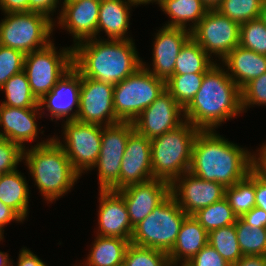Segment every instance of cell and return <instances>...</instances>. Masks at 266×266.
Wrapping results in <instances>:
<instances>
[{
    "instance_id": "6da1fadb",
    "label": "cell",
    "mask_w": 266,
    "mask_h": 266,
    "mask_svg": "<svg viewBox=\"0 0 266 266\" xmlns=\"http://www.w3.org/2000/svg\"><path fill=\"white\" fill-rule=\"evenodd\" d=\"M228 141L216 130H199L193 146L189 172L225 188L244 179L255 167V151Z\"/></svg>"
},
{
    "instance_id": "7a4b0ae2",
    "label": "cell",
    "mask_w": 266,
    "mask_h": 266,
    "mask_svg": "<svg viewBox=\"0 0 266 266\" xmlns=\"http://www.w3.org/2000/svg\"><path fill=\"white\" fill-rule=\"evenodd\" d=\"M133 39L94 38L73 46V67L81 76L116 85L142 67Z\"/></svg>"
},
{
    "instance_id": "3957f363",
    "label": "cell",
    "mask_w": 266,
    "mask_h": 266,
    "mask_svg": "<svg viewBox=\"0 0 266 266\" xmlns=\"http://www.w3.org/2000/svg\"><path fill=\"white\" fill-rule=\"evenodd\" d=\"M220 64L205 72L199 91L184 108L185 120L199 130H215L243 113L241 89Z\"/></svg>"
},
{
    "instance_id": "277c9868",
    "label": "cell",
    "mask_w": 266,
    "mask_h": 266,
    "mask_svg": "<svg viewBox=\"0 0 266 266\" xmlns=\"http://www.w3.org/2000/svg\"><path fill=\"white\" fill-rule=\"evenodd\" d=\"M23 149L26 163L34 185L47 203H53L70 192L81 175L73 168L63 148L54 139L36 143Z\"/></svg>"
},
{
    "instance_id": "5b68a950",
    "label": "cell",
    "mask_w": 266,
    "mask_h": 266,
    "mask_svg": "<svg viewBox=\"0 0 266 266\" xmlns=\"http://www.w3.org/2000/svg\"><path fill=\"white\" fill-rule=\"evenodd\" d=\"M198 132V128L185 120L177 128L151 139L153 178L171 184L189 172L192 146Z\"/></svg>"
},
{
    "instance_id": "8992f818",
    "label": "cell",
    "mask_w": 266,
    "mask_h": 266,
    "mask_svg": "<svg viewBox=\"0 0 266 266\" xmlns=\"http://www.w3.org/2000/svg\"><path fill=\"white\" fill-rule=\"evenodd\" d=\"M186 216L170 194L144 220L134 226L130 243L169 253Z\"/></svg>"
},
{
    "instance_id": "52a82bcc",
    "label": "cell",
    "mask_w": 266,
    "mask_h": 266,
    "mask_svg": "<svg viewBox=\"0 0 266 266\" xmlns=\"http://www.w3.org/2000/svg\"><path fill=\"white\" fill-rule=\"evenodd\" d=\"M0 22V45L25 55L52 42L54 21L36 12L4 13Z\"/></svg>"
},
{
    "instance_id": "ba28073f",
    "label": "cell",
    "mask_w": 266,
    "mask_h": 266,
    "mask_svg": "<svg viewBox=\"0 0 266 266\" xmlns=\"http://www.w3.org/2000/svg\"><path fill=\"white\" fill-rule=\"evenodd\" d=\"M54 41L46 47L25 55L24 69L32 94L40 101L73 67V48L57 52Z\"/></svg>"
},
{
    "instance_id": "9c48e42d",
    "label": "cell",
    "mask_w": 266,
    "mask_h": 266,
    "mask_svg": "<svg viewBox=\"0 0 266 266\" xmlns=\"http://www.w3.org/2000/svg\"><path fill=\"white\" fill-rule=\"evenodd\" d=\"M165 81L144 67L114 85V111L121 122H133L164 91Z\"/></svg>"
},
{
    "instance_id": "30bf717a",
    "label": "cell",
    "mask_w": 266,
    "mask_h": 266,
    "mask_svg": "<svg viewBox=\"0 0 266 266\" xmlns=\"http://www.w3.org/2000/svg\"><path fill=\"white\" fill-rule=\"evenodd\" d=\"M63 122L61 132L64 144L60 141L61 137H53L63 148L73 168L82 176V173L91 171L98 160L103 126L77 120Z\"/></svg>"
},
{
    "instance_id": "8fae6325",
    "label": "cell",
    "mask_w": 266,
    "mask_h": 266,
    "mask_svg": "<svg viewBox=\"0 0 266 266\" xmlns=\"http://www.w3.org/2000/svg\"><path fill=\"white\" fill-rule=\"evenodd\" d=\"M133 122H118L103 126L101 149L92 169L98 170L99 190L119 191V177L123 155Z\"/></svg>"
},
{
    "instance_id": "7c38bea8",
    "label": "cell",
    "mask_w": 266,
    "mask_h": 266,
    "mask_svg": "<svg viewBox=\"0 0 266 266\" xmlns=\"http://www.w3.org/2000/svg\"><path fill=\"white\" fill-rule=\"evenodd\" d=\"M191 37L210 57L213 55L221 61L239 45L240 24L216 9H209L191 30Z\"/></svg>"
},
{
    "instance_id": "4fadbf2b",
    "label": "cell",
    "mask_w": 266,
    "mask_h": 266,
    "mask_svg": "<svg viewBox=\"0 0 266 266\" xmlns=\"http://www.w3.org/2000/svg\"><path fill=\"white\" fill-rule=\"evenodd\" d=\"M114 85L81 76L77 121L100 126L120 122L114 111Z\"/></svg>"
},
{
    "instance_id": "5bb4252c",
    "label": "cell",
    "mask_w": 266,
    "mask_h": 266,
    "mask_svg": "<svg viewBox=\"0 0 266 266\" xmlns=\"http://www.w3.org/2000/svg\"><path fill=\"white\" fill-rule=\"evenodd\" d=\"M225 187L215 181H208L186 172L170 184V194L180 208L193 215L225 197Z\"/></svg>"
},
{
    "instance_id": "9a60e30c",
    "label": "cell",
    "mask_w": 266,
    "mask_h": 266,
    "mask_svg": "<svg viewBox=\"0 0 266 266\" xmlns=\"http://www.w3.org/2000/svg\"><path fill=\"white\" fill-rule=\"evenodd\" d=\"M185 121L184 109L165 90L149 107L133 121L134 129L153 139L173 130Z\"/></svg>"
},
{
    "instance_id": "2e32d148",
    "label": "cell",
    "mask_w": 266,
    "mask_h": 266,
    "mask_svg": "<svg viewBox=\"0 0 266 266\" xmlns=\"http://www.w3.org/2000/svg\"><path fill=\"white\" fill-rule=\"evenodd\" d=\"M61 11L54 25L67 30L73 37V46L97 36V25L101 0H62Z\"/></svg>"
},
{
    "instance_id": "e0dca14e",
    "label": "cell",
    "mask_w": 266,
    "mask_h": 266,
    "mask_svg": "<svg viewBox=\"0 0 266 266\" xmlns=\"http://www.w3.org/2000/svg\"><path fill=\"white\" fill-rule=\"evenodd\" d=\"M155 33L152 51V69L143 62L142 67L165 82L174 74L176 58L183 45L191 38V31L185 28L163 25Z\"/></svg>"
},
{
    "instance_id": "ac0fdd59",
    "label": "cell",
    "mask_w": 266,
    "mask_h": 266,
    "mask_svg": "<svg viewBox=\"0 0 266 266\" xmlns=\"http://www.w3.org/2000/svg\"><path fill=\"white\" fill-rule=\"evenodd\" d=\"M81 75L72 67L40 101L41 113L46 109L51 121L76 120L79 108ZM75 108V109H74ZM74 109V110H73Z\"/></svg>"
},
{
    "instance_id": "d6986e66",
    "label": "cell",
    "mask_w": 266,
    "mask_h": 266,
    "mask_svg": "<svg viewBox=\"0 0 266 266\" xmlns=\"http://www.w3.org/2000/svg\"><path fill=\"white\" fill-rule=\"evenodd\" d=\"M151 155V140L134 130L122 158L119 190L153 179Z\"/></svg>"
},
{
    "instance_id": "ffe728a7",
    "label": "cell",
    "mask_w": 266,
    "mask_h": 266,
    "mask_svg": "<svg viewBox=\"0 0 266 266\" xmlns=\"http://www.w3.org/2000/svg\"><path fill=\"white\" fill-rule=\"evenodd\" d=\"M117 192L124 199L130 222L134 227L170 195V184L153 178L127 186Z\"/></svg>"
},
{
    "instance_id": "44dd1931",
    "label": "cell",
    "mask_w": 266,
    "mask_h": 266,
    "mask_svg": "<svg viewBox=\"0 0 266 266\" xmlns=\"http://www.w3.org/2000/svg\"><path fill=\"white\" fill-rule=\"evenodd\" d=\"M99 191L98 230L96 235L131 240L132 226L123 197L113 190Z\"/></svg>"
},
{
    "instance_id": "7402d4cb",
    "label": "cell",
    "mask_w": 266,
    "mask_h": 266,
    "mask_svg": "<svg viewBox=\"0 0 266 266\" xmlns=\"http://www.w3.org/2000/svg\"><path fill=\"white\" fill-rule=\"evenodd\" d=\"M40 107L15 108L0 104V138H5L25 149V143L37 140L36 119L42 118ZM38 117V118H37ZM1 129V128H0Z\"/></svg>"
},
{
    "instance_id": "603a6c76",
    "label": "cell",
    "mask_w": 266,
    "mask_h": 266,
    "mask_svg": "<svg viewBox=\"0 0 266 266\" xmlns=\"http://www.w3.org/2000/svg\"><path fill=\"white\" fill-rule=\"evenodd\" d=\"M228 76L242 89L254 78L266 72V55L236 46L222 60ZM224 65V66H223Z\"/></svg>"
},
{
    "instance_id": "cb8c5ba5",
    "label": "cell",
    "mask_w": 266,
    "mask_h": 266,
    "mask_svg": "<svg viewBox=\"0 0 266 266\" xmlns=\"http://www.w3.org/2000/svg\"><path fill=\"white\" fill-rule=\"evenodd\" d=\"M207 244L208 232L192 215H187L168 253L171 265L184 266Z\"/></svg>"
},
{
    "instance_id": "d4e9b609",
    "label": "cell",
    "mask_w": 266,
    "mask_h": 266,
    "mask_svg": "<svg viewBox=\"0 0 266 266\" xmlns=\"http://www.w3.org/2000/svg\"><path fill=\"white\" fill-rule=\"evenodd\" d=\"M132 6L135 7L131 0H101L97 35L104 31L103 33L106 34L107 39H133L127 35Z\"/></svg>"
},
{
    "instance_id": "484cf974",
    "label": "cell",
    "mask_w": 266,
    "mask_h": 266,
    "mask_svg": "<svg viewBox=\"0 0 266 266\" xmlns=\"http://www.w3.org/2000/svg\"><path fill=\"white\" fill-rule=\"evenodd\" d=\"M19 170L3 173L0 177V201L13 209L23 220L29 210L30 189Z\"/></svg>"
},
{
    "instance_id": "4316f807",
    "label": "cell",
    "mask_w": 266,
    "mask_h": 266,
    "mask_svg": "<svg viewBox=\"0 0 266 266\" xmlns=\"http://www.w3.org/2000/svg\"><path fill=\"white\" fill-rule=\"evenodd\" d=\"M159 7L170 18L165 26L185 28L190 31L209 10L203 0H162Z\"/></svg>"
},
{
    "instance_id": "83f0119b",
    "label": "cell",
    "mask_w": 266,
    "mask_h": 266,
    "mask_svg": "<svg viewBox=\"0 0 266 266\" xmlns=\"http://www.w3.org/2000/svg\"><path fill=\"white\" fill-rule=\"evenodd\" d=\"M95 237L92 248L89 250L91 252L88 253L86 261H83L81 266H123L130 240L98 235Z\"/></svg>"
},
{
    "instance_id": "f1b7e54d",
    "label": "cell",
    "mask_w": 266,
    "mask_h": 266,
    "mask_svg": "<svg viewBox=\"0 0 266 266\" xmlns=\"http://www.w3.org/2000/svg\"><path fill=\"white\" fill-rule=\"evenodd\" d=\"M215 60L191 37L176 58L173 75L205 73L217 62Z\"/></svg>"
},
{
    "instance_id": "f546056e",
    "label": "cell",
    "mask_w": 266,
    "mask_h": 266,
    "mask_svg": "<svg viewBox=\"0 0 266 266\" xmlns=\"http://www.w3.org/2000/svg\"><path fill=\"white\" fill-rule=\"evenodd\" d=\"M255 167L248 175L225 189V198L237 217L255 207Z\"/></svg>"
},
{
    "instance_id": "4dcf8cb0",
    "label": "cell",
    "mask_w": 266,
    "mask_h": 266,
    "mask_svg": "<svg viewBox=\"0 0 266 266\" xmlns=\"http://www.w3.org/2000/svg\"><path fill=\"white\" fill-rule=\"evenodd\" d=\"M0 91H4L6 98L2 101V105L15 108L40 107L39 101L31 92L27 76L23 70L9 78L0 88Z\"/></svg>"
},
{
    "instance_id": "1f68e13d",
    "label": "cell",
    "mask_w": 266,
    "mask_h": 266,
    "mask_svg": "<svg viewBox=\"0 0 266 266\" xmlns=\"http://www.w3.org/2000/svg\"><path fill=\"white\" fill-rule=\"evenodd\" d=\"M210 244L230 265L243 257L240 250L235 224L214 229L208 233Z\"/></svg>"
},
{
    "instance_id": "d6a6232c",
    "label": "cell",
    "mask_w": 266,
    "mask_h": 266,
    "mask_svg": "<svg viewBox=\"0 0 266 266\" xmlns=\"http://www.w3.org/2000/svg\"><path fill=\"white\" fill-rule=\"evenodd\" d=\"M192 216L208 233L214 229L233 225L237 220V216L234 214L225 197L218 202L198 210Z\"/></svg>"
},
{
    "instance_id": "836d02e7",
    "label": "cell",
    "mask_w": 266,
    "mask_h": 266,
    "mask_svg": "<svg viewBox=\"0 0 266 266\" xmlns=\"http://www.w3.org/2000/svg\"><path fill=\"white\" fill-rule=\"evenodd\" d=\"M205 73L172 75L165 82V89L184 109L199 91Z\"/></svg>"
},
{
    "instance_id": "e575fe53",
    "label": "cell",
    "mask_w": 266,
    "mask_h": 266,
    "mask_svg": "<svg viewBox=\"0 0 266 266\" xmlns=\"http://www.w3.org/2000/svg\"><path fill=\"white\" fill-rule=\"evenodd\" d=\"M235 227L239 247L243 256H266V228H252L240 217H237Z\"/></svg>"
},
{
    "instance_id": "d590c367",
    "label": "cell",
    "mask_w": 266,
    "mask_h": 266,
    "mask_svg": "<svg viewBox=\"0 0 266 266\" xmlns=\"http://www.w3.org/2000/svg\"><path fill=\"white\" fill-rule=\"evenodd\" d=\"M263 3L264 0H222L216 10L232 21L243 24L260 17Z\"/></svg>"
},
{
    "instance_id": "8d00e7d4",
    "label": "cell",
    "mask_w": 266,
    "mask_h": 266,
    "mask_svg": "<svg viewBox=\"0 0 266 266\" xmlns=\"http://www.w3.org/2000/svg\"><path fill=\"white\" fill-rule=\"evenodd\" d=\"M123 266H172L167 252L130 243Z\"/></svg>"
},
{
    "instance_id": "74e56055",
    "label": "cell",
    "mask_w": 266,
    "mask_h": 266,
    "mask_svg": "<svg viewBox=\"0 0 266 266\" xmlns=\"http://www.w3.org/2000/svg\"><path fill=\"white\" fill-rule=\"evenodd\" d=\"M239 45L266 55V26L260 17L240 24Z\"/></svg>"
},
{
    "instance_id": "f35d334b",
    "label": "cell",
    "mask_w": 266,
    "mask_h": 266,
    "mask_svg": "<svg viewBox=\"0 0 266 266\" xmlns=\"http://www.w3.org/2000/svg\"><path fill=\"white\" fill-rule=\"evenodd\" d=\"M25 54L0 45V88L5 82L24 69Z\"/></svg>"
},
{
    "instance_id": "ab89813d",
    "label": "cell",
    "mask_w": 266,
    "mask_h": 266,
    "mask_svg": "<svg viewBox=\"0 0 266 266\" xmlns=\"http://www.w3.org/2000/svg\"><path fill=\"white\" fill-rule=\"evenodd\" d=\"M266 106V72L254 78L241 89L242 112L254 106Z\"/></svg>"
},
{
    "instance_id": "60d3db41",
    "label": "cell",
    "mask_w": 266,
    "mask_h": 266,
    "mask_svg": "<svg viewBox=\"0 0 266 266\" xmlns=\"http://www.w3.org/2000/svg\"><path fill=\"white\" fill-rule=\"evenodd\" d=\"M22 160L23 149L12 141L0 138V173L16 170Z\"/></svg>"
},
{
    "instance_id": "b9f144b4",
    "label": "cell",
    "mask_w": 266,
    "mask_h": 266,
    "mask_svg": "<svg viewBox=\"0 0 266 266\" xmlns=\"http://www.w3.org/2000/svg\"><path fill=\"white\" fill-rule=\"evenodd\" d=\"M184 266H231L222 256L210 245H205L189 262Z\"/></svg>"
},
{
    "instance_id": "7bdbcfd3",
    "label": "cell",
    "mask_w": 266,
    "mask_h": 266,
    "mask_svg": "<svg viewBox=\"0 0 266 266\" xmlns=\"http://www.w3.org/2000/svg\"><path fill=\"white\" fill-rule=\"evenodd\" d=\"M61 3V0H29V12L41 13L55 22L51 15L56 13V8H59Z\"/></svg>"
},
{
    "instance_id": "ee69618b",
    "label": "cell",
    "mask_w": 266,
    "mask_h": 266,
    "mask_svg": "<svg viewBox=\"0 0 266 266\" xmlns=\"http://www.w3.org/2000/svg\"><path fill=\"white\" fill-rule=\"evenodd\" d=\"M255 203L266 212V176L255 167Z\"/></svg>"
},
{
    "instance_id": "f6af8a7d",
    "label": "cell",
    "mask_w": 266,
    "mask_h": 266,
    "mask_svg": "<svg viewBox=\"0 0 266 266\" xmlns=\"http://www.w3.org/2000/svg\"><path fill=\"white\" fill-rule=\"evenodd\" d=\"M240 218L252 228H266V212L259 207L255 206Z\"/></svg>"
},
{
    "instance_id": "bcb514c9",
    "label": "cell",
    "mask_w": 266,
    "mask_h": 266,
    "mask_svg": "<svg viewBox=\"0 0 266 266\" xmlns=\"http://www.w3.org/2000/svg\"><path fill=\"white\" fill-rule=\"evenodd\" d=\"M12 221L20 223L24 220L13 209L0 201V237L4 236V228Z\"/></svg>"
},
{
    "instance_id": "7dc6e473",
    "label": "cell",
    "mask_w": 266,
    "mask_h": 266,
    "mask_svg": "<svg viewBox=\"0 0 266 266\" xmlns=\"http://www.w3.org/2000/svg\"><path fill=\"white\" fill-rule=\"evenodd\" d=\"M3 13L29 12V0H0Z\"/></svg>"
},
{
    "instance_id": "c3c4849f",
    "label": "cell",
    "mask_w": 266,
    "mask_h": 266,
    "mask_svg": "<svg viewBox=\"0 0 266 266\" xmlns=\"http://www.w3.org/2000/svg\"><path fill=\"white\" fill-rule=\"evenodd\" d=\"M17 266H47L36 254L29 248H21L19 251Z\"/></svg>"
},
{
    "instance_id": "681fc988",
    "label": "cell",
    "mask_w": 266,
    "mask_h": 266,
    "mask_svg": "<svg viewBox=\"0 0 266 266\" xmlns=\"http://www.w3.org/2000/svg\"><path fill=\"white\" fill-rule=\"evenodd\" d=\"M231 266H266V256L245 255Z\"/></svg>"
},
{
    "instance_id": "f907efd6",
    "label": "cell",
    "mask_w": 266,
    "mask_h": 266,
    "mask_svg": "<svg viewBox=\"0 0 266 266\" xmlns=\"http://www.w3.org/2000/svg\"><path fill=\"white\" fill-rule=\"evenodd\" d=\"M255 154V167L266 176V142L263 143Z\"/></svg>"
},
{
    "instance_id": "816d5d0a",
    "label": "cell",
    "mask_w": 266,
    "mask_h": 266,
    "mask_svg": "<svg viewBox=\"0 0 266 266\" xmlns=\"http://www.w3.org/2000/svg\"><path fill=\"white\" fill-rule=\"evenodd\" d=\"M0 266H14L13 260L9 258V254L7 252L0 251Z\"/></svg>"
},
{
    "instance_id": "f5cc1de1",
    "label": "cell",
    "mask_w": 266,
    "mask_h": 266,
    "mask_svg": "<svg viewBox=\"0 0 266 266\" xmlns=\"http://www.w3.org/2000/svg\"><path fill=\"white\" fill-rule=\"evenodd\" d=\"M133 2V4L137 7L138 5L141 6L142 5H147V4H151V3H155V4H160L162 0H131Z\"/></svg>"
},
{
    "instance_id": "db71d44e",
    "label": "cell",
    "mask_w": 266,
    "mask_h": 266,
    "mask_svg": "<svg viewBox=\"0 0 266 266\" xmlns=\"http://www.w3.org/2000/svg\"><path fill=\"white\" fill-rule=\"evenodd\" d=\"M209 9H216L222 2V0H203Z\"/></svg>"
},
{
    "instance_id": "11a10c76",
    "label": "cell",
    "mask_w": 266,
    "mask_h": 266,
    "mask_svg": "<svg viewBox=\"0 0 266 266\" xmlns=\"http://www.w3.org/2000/svg\"><path fill=\"white\" fill-rule=\"evenodd\" d=\"M260 18L263 20L265 26H266V0H264L262 10H261V15Z\"/></svg>"
}]
</instances>
